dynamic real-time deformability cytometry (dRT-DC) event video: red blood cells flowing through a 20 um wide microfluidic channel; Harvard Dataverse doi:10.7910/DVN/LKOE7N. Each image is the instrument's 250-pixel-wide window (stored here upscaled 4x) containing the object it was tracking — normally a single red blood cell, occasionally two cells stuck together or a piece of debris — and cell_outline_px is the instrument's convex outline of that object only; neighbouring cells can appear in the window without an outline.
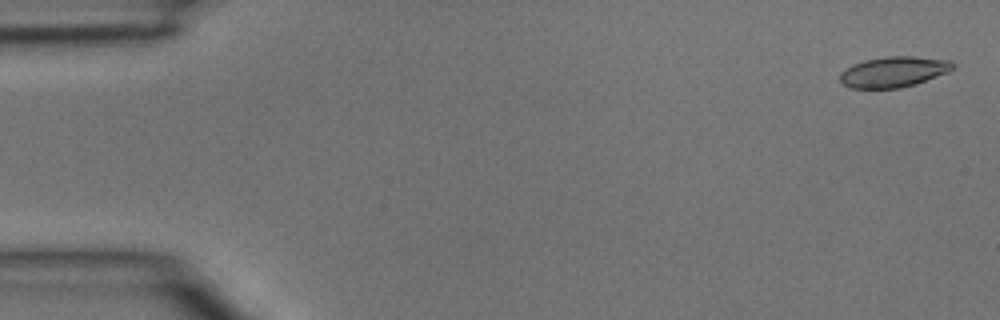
{"species": "common noctule bat (a hibernating species)", "species_latin": "Nyctalus noctula", "temperature_condition": "room temperature", "stored_images_in_passage": 4, "camera_frame_rate_fps": 3000, "um_per_image_px": 0.085, "animal": {"sex": "male", "body_mass_g": 15.6}, "frame": {"image": 1, "passage_image": 1, "time_ms": 0.0, "image_size_px": [1000, 320], "cell_outline_px": [[956, 68], [948, 72], [916, 84], [900, 88], [852, 88], [844, 84], [840, 80], [840, 72], [852, 64], [864, 60], [884, 56], [912, 56], [952, 60], [956, 64]], "centroid_in_image_um": [76.0, 6.09], "position_along_channel_um": 9.0, "area_um2": 20.35}}
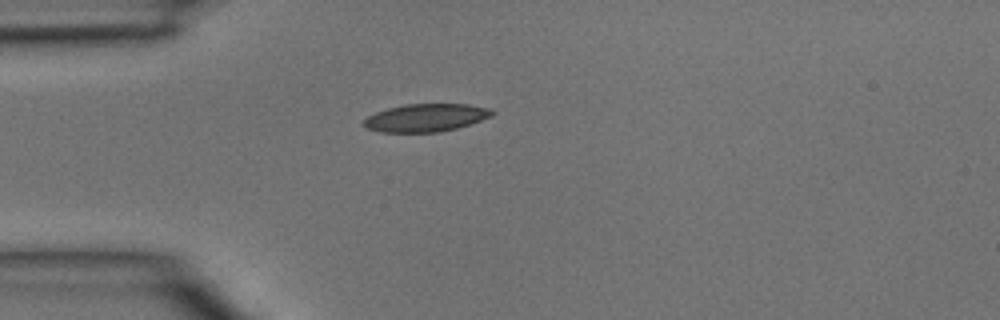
{"frame": {"image": 2, "passage_image": 4, "time_ms": 1.0, "image_size_px": [1000, 320], "cell_outline_px": [[496, 112], [492, 116], [456, 128], [440, 132], [380, 132], [368, 128], [364, 124], [364, 120], [368, 116], [376, 112], [388, 108], [404, 104], [468, 104], [488, 108]], "centroid_in_image_um": [36.2, 10.0], "position_along_channel_um": 48.8, "area_um2": 20.63}}